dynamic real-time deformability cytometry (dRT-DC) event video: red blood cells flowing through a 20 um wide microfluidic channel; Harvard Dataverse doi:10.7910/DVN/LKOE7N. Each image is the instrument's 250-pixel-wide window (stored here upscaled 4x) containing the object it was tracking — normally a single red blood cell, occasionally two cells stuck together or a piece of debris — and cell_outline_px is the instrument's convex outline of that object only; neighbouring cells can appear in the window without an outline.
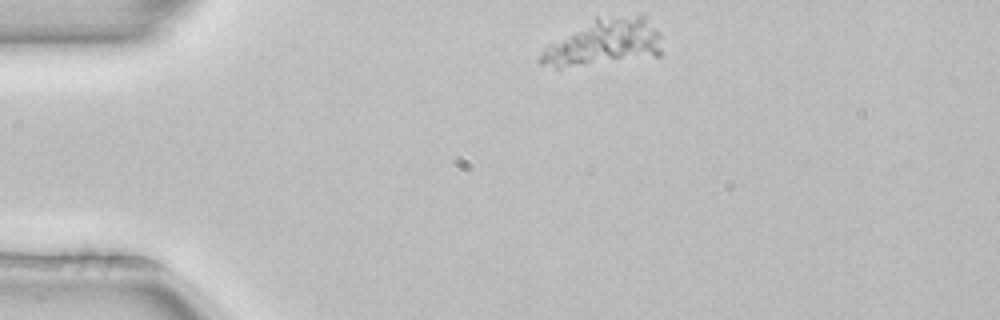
{"species": "common noctule bat (a hibernating species)", "species_latin": "Nyctalus noctula", "temperature_condition": "room temperature", "stored_images_in_passage": 4, "segment_of_instrument_passage": [2, 2], "camera_frame_rate_fps": 3000, "um_per_image_px": 0.085, "animal": {"sex": "female", "body_mass_g": 22.7, "forearm_length_mm": 54.2}, "frame": {"image": 1, "passage_image": 4, "time_ms": 1.0, "image_size_px": [1000, 320], "cell_outline_px": [[660, 56], [560, 68], [556, 68], [540, 64], [536, 60], [544, 48], [548, 44], [596, 16], [640, 12], [660, 32]], "centroid_in_image_um": [51.34, 3.57], "position_along_channel_um": 33.7, "area_um2": 33.7}}